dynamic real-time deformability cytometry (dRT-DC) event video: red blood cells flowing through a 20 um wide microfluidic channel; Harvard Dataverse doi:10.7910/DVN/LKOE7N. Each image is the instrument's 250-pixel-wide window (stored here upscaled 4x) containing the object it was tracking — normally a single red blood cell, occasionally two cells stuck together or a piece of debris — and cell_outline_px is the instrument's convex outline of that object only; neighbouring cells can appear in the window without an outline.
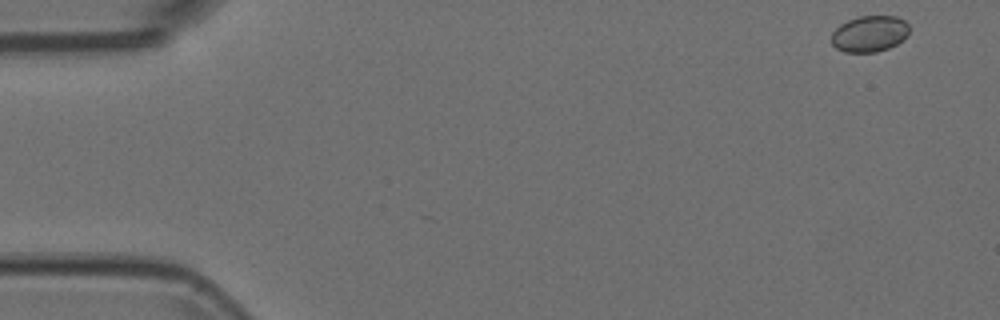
{"species": "Egyptian fruit bat (a non-hibernating species)", "species_latin": "Rousettus aegyptiacus", "temperature_condition": "room temperature", "stored_images_in_passage": 52, "camera_frame_rate_fps": 3000, "um_per_image_px": 0.085, "animal": {"sex": "female"}, "frame": {"image": 1, "passage_image": 1, "time_ms": 0.0, "image_size_px": [1000, 320], "cell_outline_px": [[908, 36], [904, 40], [888, 48], [876, 52], [844, 52], [836, 48], [832, 44], [832, 32], [840, 24], [848, 20], [860, 16], [896, 16], [904, 20], [908, 24]], "centroid_in_image_um": [73.92, 2.87], "position_along_channel_um": 11.1, "area_um2": 16.47}}
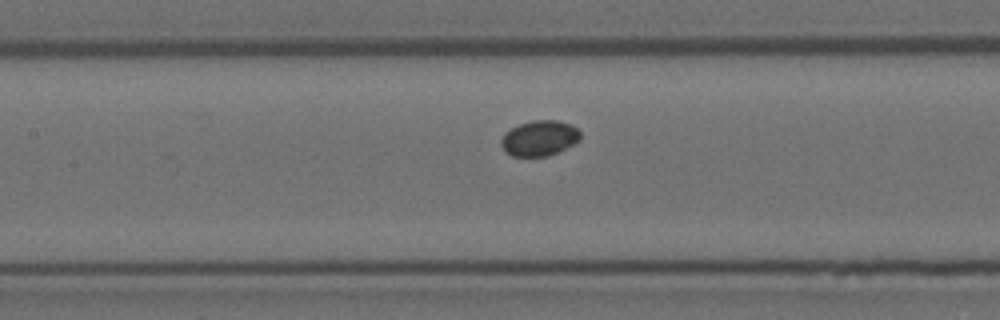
{"frame": {"image": 2, "passage_image": 23, "time_ms": 7.333, "image_size_px": [1000, 320], "cell_outline_px": [[580, 140], [560, 152], [548, 156], [512, 156], [504, 152], [500, 144], [500, 140], [504, 132], [520, 124], [532, 120], [556, 120], [572, 124], [580, 132]], "centroid_in_image_um": [45.84, 11.75], "position_along_channel_um": 161.6, "area_um2": 16.59}}
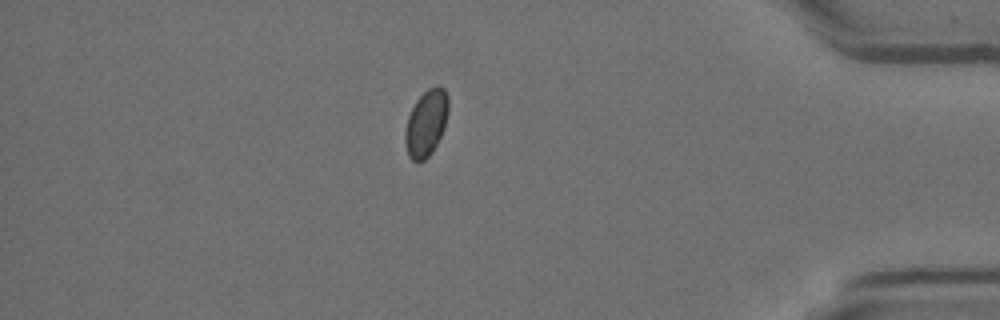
{"frame": {"image": 3, "passage_image": 45, "time_ms": 14.667, "image_size_px": [1000, 320], "cell_outline_px": [[448, 112], [444, 128], [432, 152], [424, 160], [412, 160], [408, 156], [404, 140], [404, 132], [408, 116], [416, 100], [428, 88], [436, 84], [444, 88], [448, 96]], "centroid_in_image_um": [36.22, 10.43], "position_along_channel_um": 399.0, "area_um2": 16.76}}